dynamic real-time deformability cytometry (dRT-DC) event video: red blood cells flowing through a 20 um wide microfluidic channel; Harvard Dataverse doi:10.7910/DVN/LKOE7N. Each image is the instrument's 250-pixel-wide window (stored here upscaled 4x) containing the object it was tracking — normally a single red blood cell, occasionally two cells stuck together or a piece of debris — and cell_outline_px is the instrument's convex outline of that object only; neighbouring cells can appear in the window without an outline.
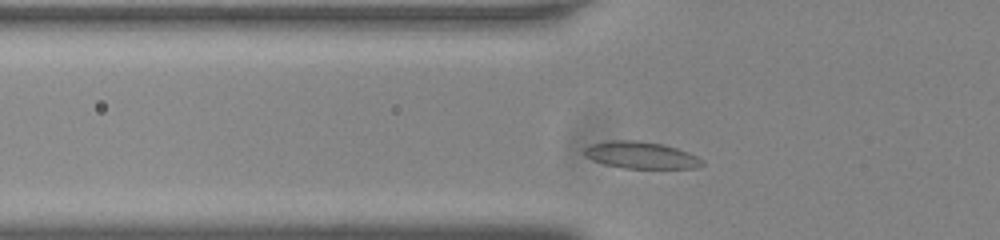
{"species": "common noctule bat (a hibernating species)", "species_latin": "Nyctalus noctula", "temperature_condition": "room temperature", "stored_images_in_passage": 28, "camera_frame_rate_fps": 3000, "um_per_image_px": 0.085, "animal": {"sex": "male", "body_mass_g": 20.0, "forearm_length_mm": 53.3}, "frame": {"image": 1, "passage_image": 4, "time_ms": 1.0, "image_size_px": [1000, 240], "cell_outline_px": [[704, 164], [696, 168], [624, 168], [604, 164], [592, 160], [584, 156], [584, 148], [592, 144], [608, 140], [640, 140], [664, 144], [688, 152], [704, 160]], "centroid_in_image_um": [54.47, 13.18], "position_along_channel_um": 71.3, "area_um2": 18.61}}
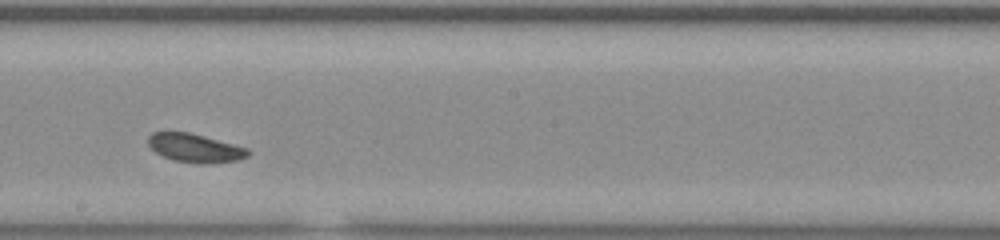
{"frame": {"image": 2, "passage_image": 17, "time_ms": 5.333, "image_size_px": [1000, 240], "cell_outline_px": [[252, 152], [248, 156], [240, 160], [208, 164], [200, 164], [172, 160], [156, 152], [148, 144], [148, 136], [152, 132], [188, 132], [204, 136], [248, 148]], "centroid_in_image_um": [16.61, 12.59], "position_along_channel_um": 231.6, "area_um2": 16.7}}
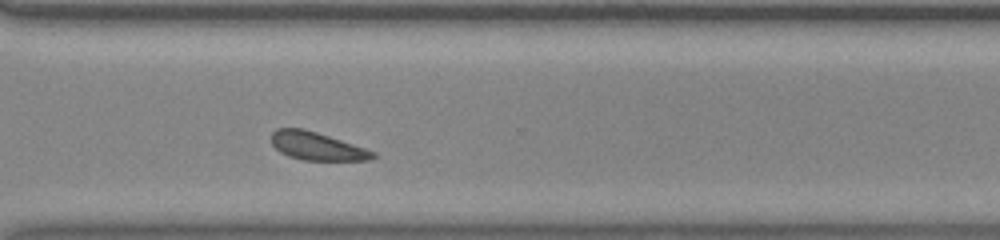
{"frame": {"image": 3, "passage_image": 26, "time_ms": 8.333, "image_size_px": [1000, 240], "cell_outline_px": [[376, 156], [372, 160], [304, 160], [288, 156], [280, 152], [272, 144], [272, 132], [276, 128], [304, 128], [376, 152]], "centroid_in_image_um": [26.92, 12.42], "position_along_channel_um": 343.7, "area_um2": 16.42}}